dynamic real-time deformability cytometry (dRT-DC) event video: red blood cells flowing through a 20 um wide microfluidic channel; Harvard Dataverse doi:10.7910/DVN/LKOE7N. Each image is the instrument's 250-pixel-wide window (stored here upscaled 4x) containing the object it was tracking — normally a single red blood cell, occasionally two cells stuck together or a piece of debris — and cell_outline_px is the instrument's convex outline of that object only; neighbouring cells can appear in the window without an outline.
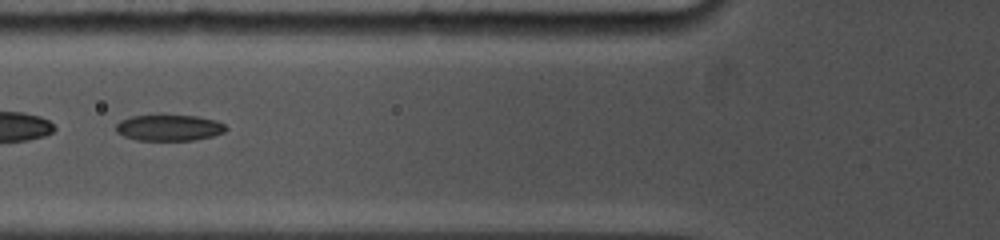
{"species": "common noctule bat (a hibernating species)", "species_latin": "Nyctalus noctula", "temperature_condition": "cold", "stored_images_in_passage": 8, "camera_frame_rate_fps": 5000, "um_per_image_px": 0.085, "animal": {"sex": "female", "body_mass_g": 19.0, "forearm_length_mm": 53.3}, "frame": {"image": 1, "passage_image": 5, "time_ms": 1.2, "image_size_px": [1000, 240], "cell_outline_px": [[228, 128], [224, 132], [212, 136], [192, 140], [136, 140], [124, 136], [116, 132], [116, 124], [120, 120], [132, 116], [156, 112], [164, 112], [196, 116], [216, 120], [224, 124]], "centroid_in_image_um": [14.33, 10.8], "position_along_channel_um": 111.5, "area_um2": 17.57}}
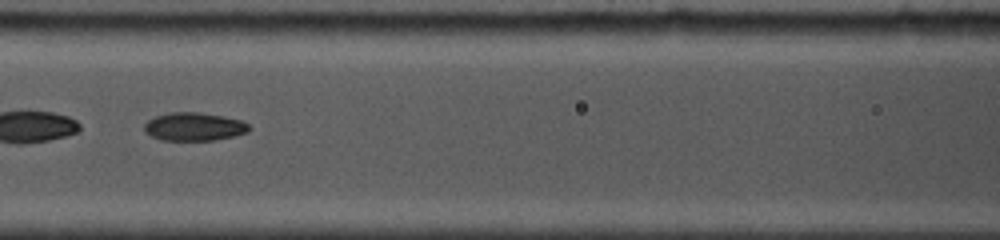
{"frame": {"image": 2, "passage_image": 7, "time_ms": 2.2, "image_size_px": [1000, 240], "cell_outline_px": [[252, 128], [248, 132], [236, 136], [212, 140], [160, 140], [144, 132], [144, 124], [148, 120], [156, 116], [168, 112], [200, 112], [224, 116], [240, 120], [248, 124]], "centroid_in_image_um": [16.5, 10.76], "position_along_channel_um": 150.1, "area_um2": 17.4}}